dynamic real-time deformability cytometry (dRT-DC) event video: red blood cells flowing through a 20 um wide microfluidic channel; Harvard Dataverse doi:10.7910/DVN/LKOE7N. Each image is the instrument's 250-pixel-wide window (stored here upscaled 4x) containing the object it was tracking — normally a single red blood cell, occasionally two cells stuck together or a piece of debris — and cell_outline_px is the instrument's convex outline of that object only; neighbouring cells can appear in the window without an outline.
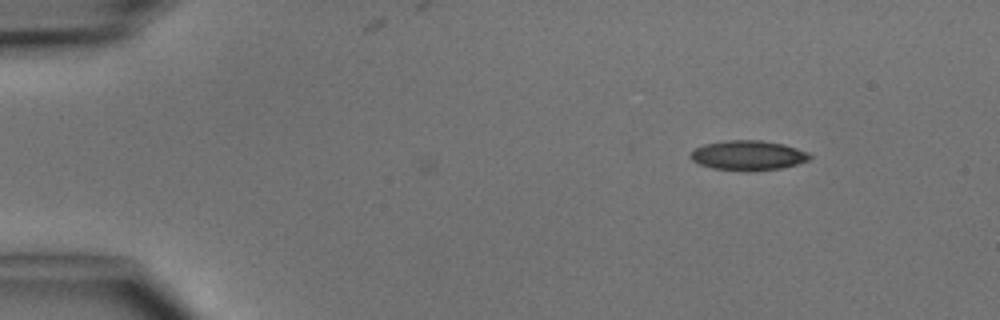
{"species": "common noctule bat (a hibernating species)", "species_latin": "Nyctalus noctula", "temperature_condition": "cold", "stored_images_in_passage": 3, "camera_frame_rate_fps": 3000, "um_per_image_px": 0.085, "animal": {"sex": "male", "body_mass_g": 15.6}, "frame": {"image": 1, "passage_image": 3, "time_ms": 2.333, "image_size_px": [1000, 320], "cell_outline_px": [[812, 156], [808, 160], [796, 164], [780, 168], [752, 172], [748, 172], [712, 168], [700, 164], [692, 160], [688, 156], [696, 148], [704, 144], [724, 140], [760, 140], [784, 144], [808, 152]], "centroid_in_image_um": [63.57, 13.21], "position_along_channel_um": 21.4, "area_um2": 20.81}}